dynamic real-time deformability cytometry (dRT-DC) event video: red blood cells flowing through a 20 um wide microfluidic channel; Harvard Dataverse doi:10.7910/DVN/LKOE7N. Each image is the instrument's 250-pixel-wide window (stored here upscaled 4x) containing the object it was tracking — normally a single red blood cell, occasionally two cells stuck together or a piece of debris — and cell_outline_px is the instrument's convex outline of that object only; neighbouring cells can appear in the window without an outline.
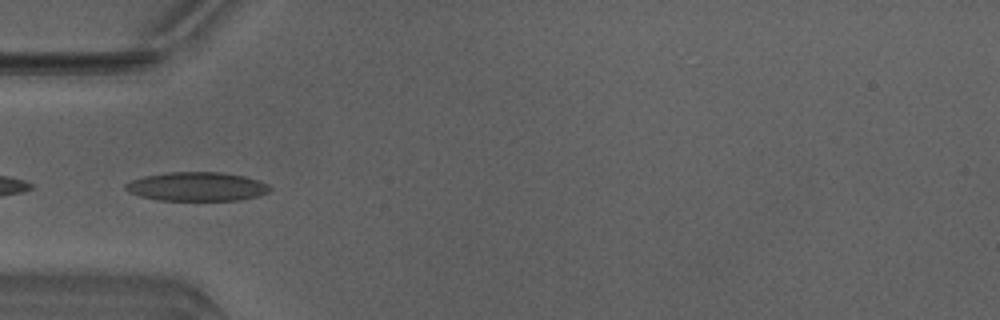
{"species": "Egyptian fruit bat (a non-hibernating species)", "species_latin": "Rousettus aegyptiacus", "temperature_condition": "warm", "stored_images_in_passage": 49, "camera_frame_rate_fps": 3000, "um_per_image_px": 0.085, "animal": {"sex": "male"}, "frame": {"image": 1, "passage_image": 16, "time_ms": 5.0, "image_size_px": [1000, 320], "cell_outline_px": [[272, 188], [268, 192], [260, 196], [240, 200], [160, 200], [140, 196], [128, 192], [124, 188], [124, 184], [132, 180], [144, 176], [168, 172], [220, 172], [244, 176], [260, 180], [268, 184]], "centroid_in_image_um": [16.76, 15.86], "position_along_channel_um": 68.2, "area_um2": 24.45}}
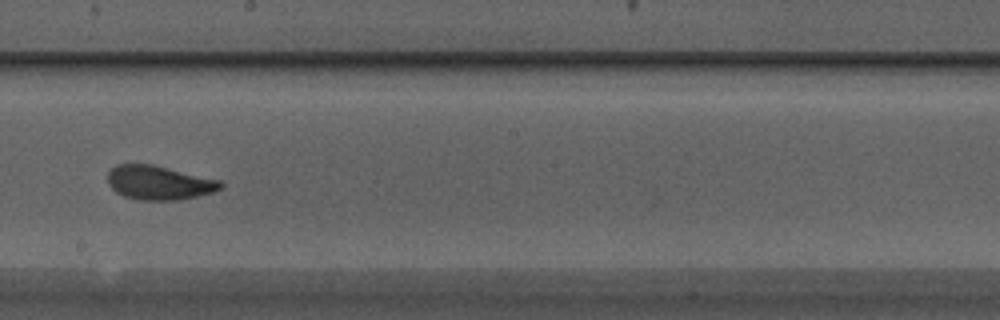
{"frame": {"image": 2, "passage_image": 28, "time_ms": 9.0, "image_size_px": [1000, 320], "cell_outline_px": [[224, 184], [220, 188], [212, 192], [180, 200], [140, 200], [124, 196], [116, 192], [108, 184], [108, 172], [116, 164], [152, 164], [220, 180]], "centroid_in_image_um": [13.49, 15.53], "position_along_channel_um": 234.7, "area_um2": 22.31}}
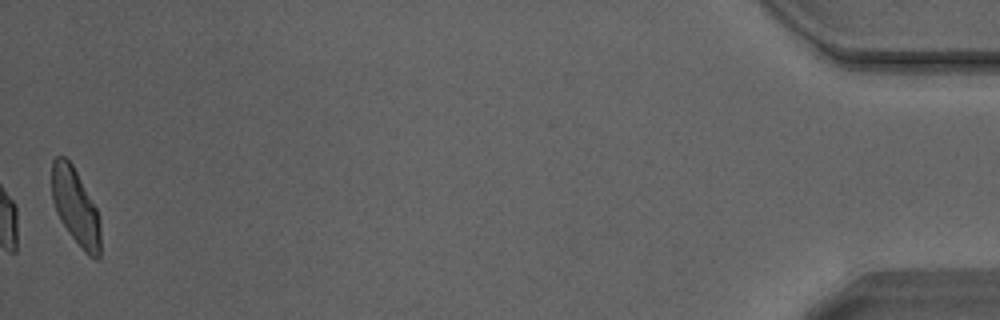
{"frame": {"image": 3, "passage_image": 49, "time_ms": 16.0, "image_size_px": [1000, 320], "cell_outline_px": [[100, 256], [96, 260], [88, 256], [84, 252], [60, 220], [56, 212], [52, 200], [52, 160], [56, 156], [64, 156], [72, 164], [96, 208], [100, 220]], "centroid_in_image_um": [6.42, 17.59], "position_along_channel_um": 428.8, "area_um2": 21.56}, "authors_computed_cell_mechanics": {"area_um2": 22.6576, "velocity_mm_per_s": 4.1573, "shape_relaxation_time_tau1_ms": 3.2823, "shape_relaxation_time_tau2_ms": 1.0063, "deformation_change_tau1": 0.1469, "deformation_change_tau2": 0.0627}}